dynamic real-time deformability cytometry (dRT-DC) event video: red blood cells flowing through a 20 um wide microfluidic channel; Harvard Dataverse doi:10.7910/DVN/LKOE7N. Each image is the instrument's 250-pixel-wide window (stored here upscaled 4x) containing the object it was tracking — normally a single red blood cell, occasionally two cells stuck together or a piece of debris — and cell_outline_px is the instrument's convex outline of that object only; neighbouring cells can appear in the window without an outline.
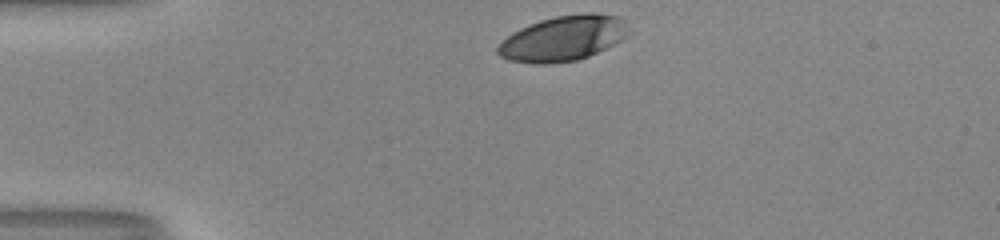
{"species": "human", "species_latin": "Homo sapiens", "temperature_condition": "room temperature", "stored_images_in_passage": 31, "camera_frame_rate_fps": 3000, "um_per_image_px": 0.085, "donor": {"sex": "male"}, "frame": {"image": 1, "passage_image": 1, "time_ms": 0.0, "image_size_px": [1000, 240], "cell_outline_px": [[628, 36], [588, 56], [576, 60], [544, 64], [536, 64], [508, 60], [500, 56], [496, 52], [496, 48], [512, 32], [528, 24], [540, 20], [556, 16], [588, 12], [596, 12], [620, 16], [624, 20]], "centroid_in_image_um": [47.85, 3.24], "position_along_channel_um": 37.2, "area_um2": 34.28}}
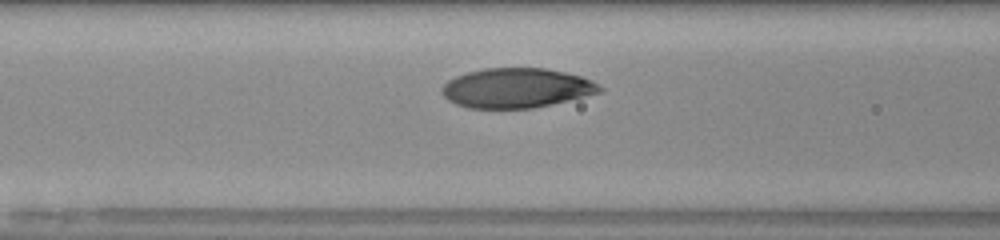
{"frame": {"image": 2, "passage_image": 11, "time_ms": 3.333, "image_size_px": [1000, 240], "cell_outline_px": [[604, 92], [552, 104], [532, 108], [468, 108], [456, 104], [448, 100], [440, 92], [444, 84], [448, 80], [456, 76], [468, 72], [484, 68], [544, 68], [564, 72], [580, 76], [592, 80], [604, 88]], "centroid_in_image_um": [43.92, 7.48], "position_along_channel_um": 122.7, "area_um2": 36.59}}
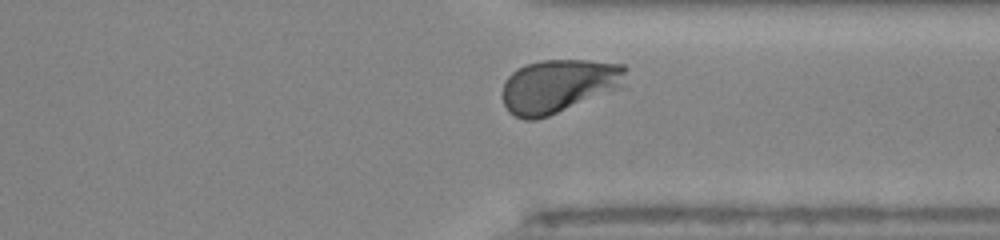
{"frame": {"image": 3, "passage_image": 29, "time_ms": 9.333, "image_size_px": [1000, 240], "cell_outline_px": [[628, 68], [620, 88], [548, 116], [536, 120], [524, 120], [508, 112], [504, 104], [504, 84], [508, 76], [512, 72], [528, 64], [544, 60], [588, 60], [624, 64]], "centroid_in_image_um": [47.5, 7.3], "position_along_channel_um": 363.9, "area_um2": 38.15}, "authors_computed_cell_mechanics": {"area_um2": 37.6278, "velocity_mm_per_s": 4.0174, "shape_relaxation_time_tau1_ms": 3.1805, "shape_relaxation_time_tau2_ms": null, "deformation_change_tau1": 0.1459, "deformation_change_tau2": null}}